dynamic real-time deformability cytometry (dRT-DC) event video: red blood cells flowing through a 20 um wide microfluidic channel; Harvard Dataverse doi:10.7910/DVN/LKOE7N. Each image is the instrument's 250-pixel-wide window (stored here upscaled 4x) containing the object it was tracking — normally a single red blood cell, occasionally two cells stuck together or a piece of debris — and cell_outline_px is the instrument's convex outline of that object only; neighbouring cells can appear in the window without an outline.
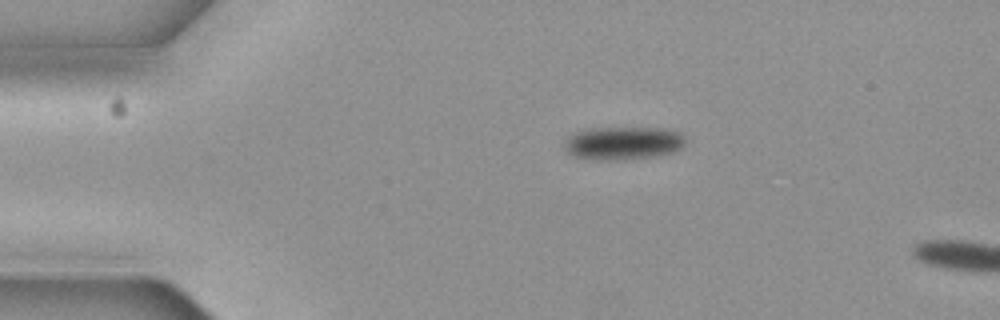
{"species": "common noctule bat (a hibernating species)", "species_latin": "Nyctalus noctula", "temperature_condition": "cold", "stored_images_in_passage": 2, "camera_frame_rate_fps": 3000, "um_per_image_px": 0.085, "animal": {"sex": "female", "body_mass_g": 19.3, "forearm_length_mm": 54.1}, "frame": {"image": 1, "passage_image": 1, "time_ms": 0.0, "image_size_px": [1000, 320], "cell_outline_px": [[684, 144], [676, 152], [656, 156], [620, 160], [596, 160], [572, 156], [564, 148], [564, 144], [576, 132], [596, 128], [656, 128], [676, 132], [684, 140]], "centroid_in_image_um": [52.95, 12.19], "position_along_channel_um": 32.1, "area_um2": 22.95}}